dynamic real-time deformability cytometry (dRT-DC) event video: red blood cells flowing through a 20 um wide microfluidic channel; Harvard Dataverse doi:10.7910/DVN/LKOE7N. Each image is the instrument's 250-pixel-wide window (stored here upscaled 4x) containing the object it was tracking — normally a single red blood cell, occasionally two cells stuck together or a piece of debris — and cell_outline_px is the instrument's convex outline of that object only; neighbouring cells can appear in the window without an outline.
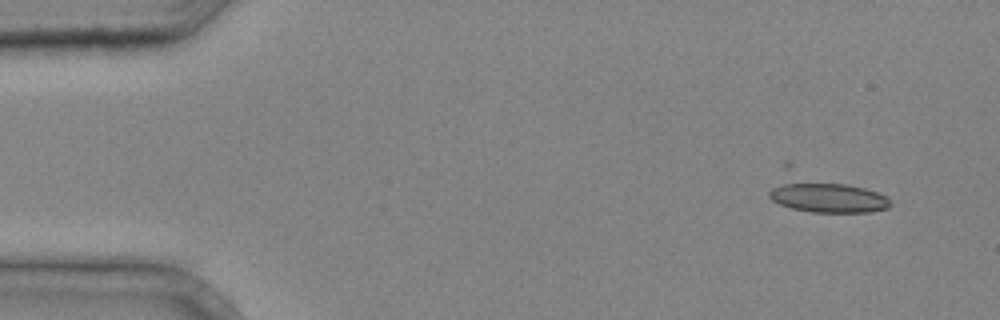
{"species": "common noctule bat (a hibernating species)", "species_latin": "Nyctalus noctula", "temperature_condition": "cold", "stored_images_in_passage": 6, "camera_frame_rate_fps": 3000, "um_per_image_px": 0.085, "animal": {"sex": "male", "body_mass_g": 20.4}, "frame": {"image": 1, "passage_image": 2, "time_ms": 0.333, "image_size_px": [1000, 320], "cell_outline_px": [[892, 204], [888, 208], [872, 212], [812, 212], [792, 208], [780, 204], [772, 200], [768, 196], [768, 192], [772, 188], [792, 180], [796, 180], [848, 184], [864, 188], [876, 192], [884, 196]], "centroid_in_image_um": [70.35, 16.77], "position_along_channel_um": 14.6, "area_um2": 21.33}}